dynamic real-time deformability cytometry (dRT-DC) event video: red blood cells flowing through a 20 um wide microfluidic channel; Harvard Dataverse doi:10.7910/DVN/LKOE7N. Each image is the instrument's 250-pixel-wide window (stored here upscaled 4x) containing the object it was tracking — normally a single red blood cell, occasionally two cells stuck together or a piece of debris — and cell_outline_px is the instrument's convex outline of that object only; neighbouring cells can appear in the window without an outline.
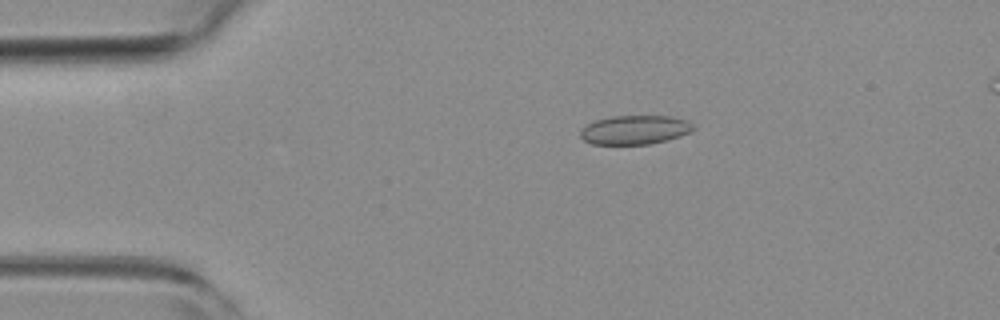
{"species": "common noctule bat (a hibernating species)", "species_latin": "Nyctalus noctula", "temperature_condition": "room temperature", "stored_images_in_passage": 6, "camera_frame_rate_fps": 3000, "um_per_image_px": 0.085, "animal": {"sex": "female", "body_mass_g": 19.3, "forearm_length_mm": 54.1}, "frame": {"image": 1, "passage_image": 3, "time_ms": 0.667, "image_size_px": [1000, 320], "cell_outline_px": [[696, 128], [680, 136], [648, 144], [592, 144], [584, 140], [580, 136], [580, 128], [596, 120], [612, 116], [672, 116], [688, 120], [696, 124]], "centroid_in_image_um": [53.98, 11.02], "position_along_channel_um": 31.0, "area_um2": 19.13}}
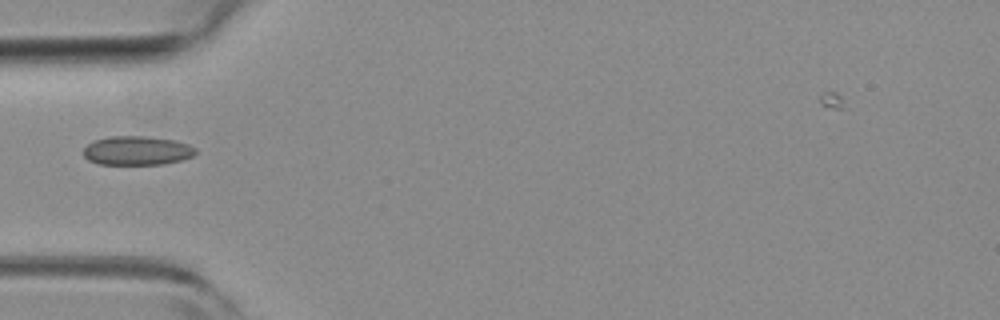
{"frame": {"image": 2, "passage_image": 5, "time_ms": 1.333, "image_size_px": [1000, 320], "cell_outline_px": [[196, 152], [192, 156], [180, 160], [164, 164], [100, 164], [88, 160], [84, 156], [84, 148], [88, 144], [96, 140], [108, 136], [144, 136], [176, 140], [188, 144], [196, 148]], "centroid_in_image_um": [11.65, 12.79], "position_along_channel_um": 73.3, "area_um2": 18.9}}
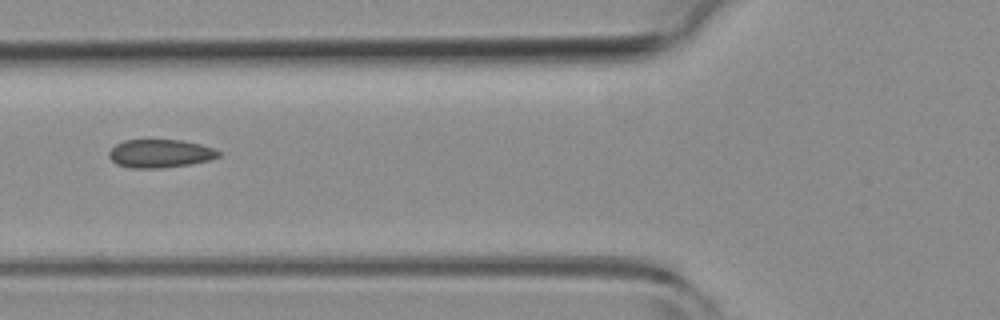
{"frame": {"image": 3, "passage_image": 6, "time_ms": 1.667, "image_size_px": [1000, 320], "cell_outline_px": [[220, 156], [208, 160], [188, 164], [160, 168], [132, 168], [116, 164], [108, 156], [108, 152], [116, 144], [124, 140], [184, 140], [200, 144], [212, 148], [220, 152]], "centroid_in_image_um": [13.58, 13.04], "position_along_channel_um": 112.2, "area_um2": 17.92}}